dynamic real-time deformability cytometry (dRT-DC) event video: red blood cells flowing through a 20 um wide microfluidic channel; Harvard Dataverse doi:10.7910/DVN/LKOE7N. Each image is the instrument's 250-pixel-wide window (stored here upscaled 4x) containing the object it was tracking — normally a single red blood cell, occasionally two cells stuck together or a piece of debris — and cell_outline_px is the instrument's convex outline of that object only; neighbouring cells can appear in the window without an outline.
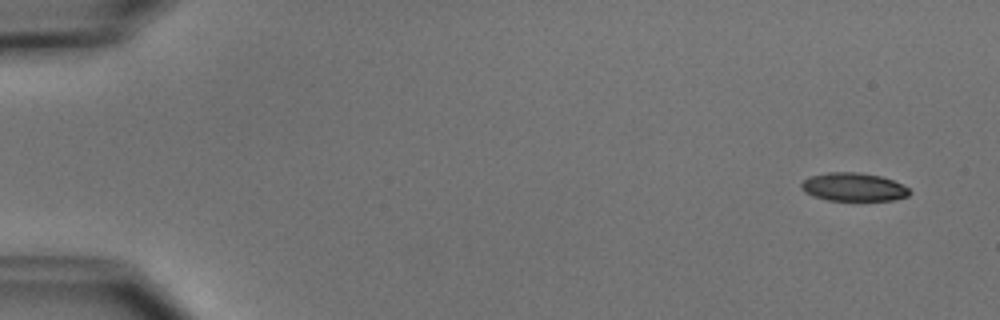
{"species": "common noctule bat (a hibernating species)", "species_latin": "Nyctalus noctula", "temperature_condition": "cold", "stored_images_in_passage": 7, "camera_frame_rate_fps": 3000, "um_per_image_px": 0.085, "animal": {"sex": "male", "body_mass_g": 15.6}, "frame": {"image": 1, "passage_image": 1, "time_ms": 0.0, "image_size_px": [1000, 320], "cell_outline_px": [[912, 192], [908, 196], [892, 200], [828, 200], [812, 196], [804, 192], [800, 188], [800, 184], [808, 176], [828, 172], [856, 172], [880, 176], [892, 180], [908, 188]], "centroid_in_image_um": [72.5, 15.89], "position_along_channel_um": 12.5, "area_um2": 17.86}}
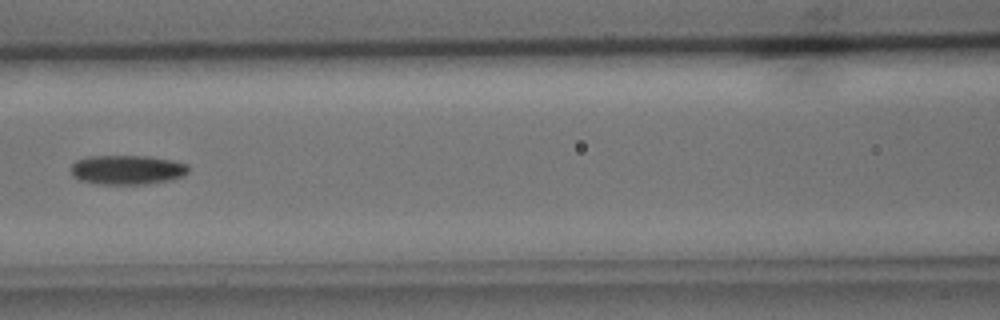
{"frame": {"image": 2, "passage_image": 6, "time_ms": 7.0, "image_size_px": [1000, 320], "cell_outline_px": [[188, 172], [184, 176], [168, 180], [144, 184], [96, 184], [80, 180], [72, 176], [72, 164], [76, 160], [88, 156], [148, 156], [172, 160], [188, 164]], "centroid_in_image_um": [10.8, 14.43], "position_along_channel_um": 155.8, "area_um2": 20.17}}
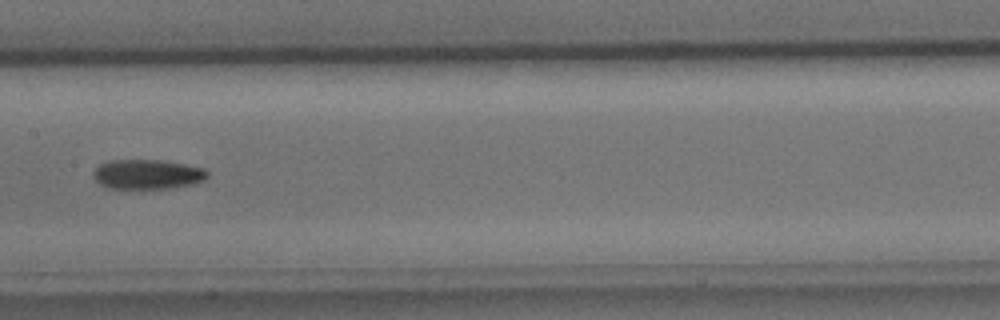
{"frame": {"image": 3, "passage_image": 7, "time_ms": 8.0, "image_size_px": [1000, 320], "cell_outline_px": [[208, 176], [204, 180], [192, 184], [172, 188], [108, 188], [100, 184], [92, 176], [92, 172], [100, 164], [108, 160], [164, 160], [204, 168], [208, 172]], "centroid_in_image_um": [12.52, 14.81], "position_along_channel_um": 194.9, "area_um2": 19.77}}